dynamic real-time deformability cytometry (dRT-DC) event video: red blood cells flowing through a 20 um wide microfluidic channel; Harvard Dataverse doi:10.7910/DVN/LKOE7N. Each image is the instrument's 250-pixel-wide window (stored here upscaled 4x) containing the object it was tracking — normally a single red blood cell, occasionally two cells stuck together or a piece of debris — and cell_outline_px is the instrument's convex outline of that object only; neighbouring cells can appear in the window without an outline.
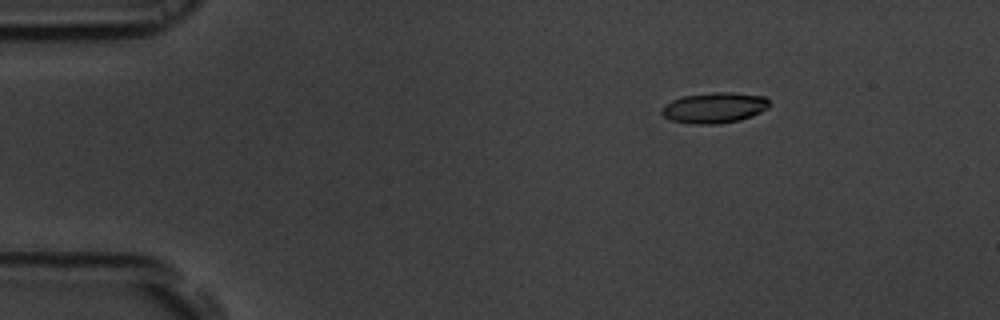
{"species": "common noctule bat (a hibernating species)", "species_latin": "Nyctalus noctula", "temperature_condition": "room temperature", "stored_images_in_passage": 49, "camera_frame_rate_fps": 3000, "um_per_image_px": 0.085, "animal": {"sex": "male", "body_mass_g": 19.5, "forearm_length_mm": 54.6}, "frame": {"image": 1, "passage_image": 2, "time_ms": 0.333, "image_size_px": [1000, 320], "cell_outline_px": [[768, 108], [752, 116], [740, 120], [716, 124], [688, 124], [672, 120], [664, 116], [660, 112], [664, 104], [680, 96], [712, 92], [732, 92], [764, 96], [768, 100]], "centroid_in_image_um": [60.69, 9.15], "position_along_channel_um": 24.3, "area_um2": 19.36}}
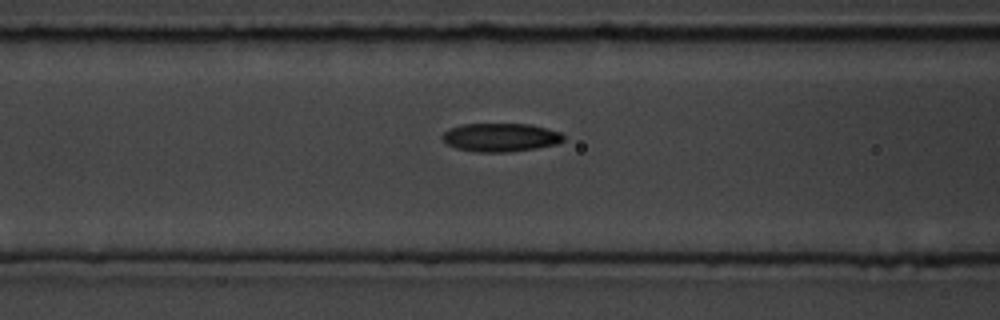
{"frame": {"image": 2, "passage_image": 16, "time_ms": 5.0, "image_size_px": [1000, 320], "cell_outline_px": [[564, 140], [556, 144], [536, 148], [508, 152], [476, 152], [456, 148], [448, 144], [440, 136], [448, 128], [464, 124], [528, 124], [560, 132], [564, 136]], "centroid_in_image_um": [42.52, 11.68], "position_along_channel_um": 124.1, "area_um2": 20.0}}
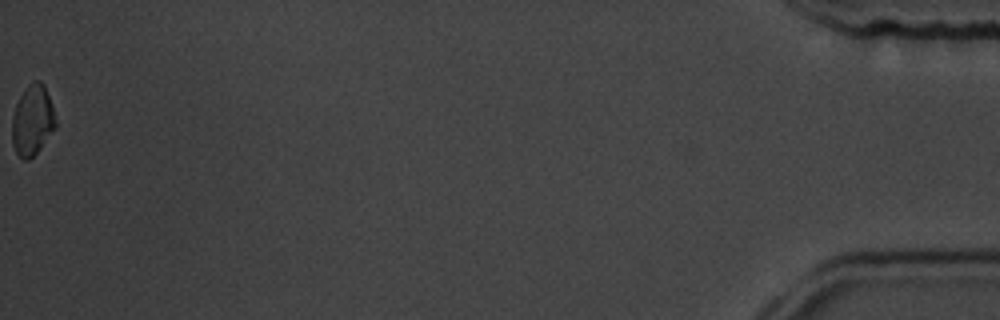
{"frame": {"image": 3, "passage_image": 49, "time_ms": 16.0, "image_size_px": [1000, 320], "cell_outline_px": [[56, 128], [40, 148], [28, 160], [24, 160], [16, 152], [12, 144], [12, 116], [16, 104], [20, 96], [28, 84], [36, 80], [40, 80], [44, 84], [52, 104], [56, 120]], "centroid_in_image_um": [2.76, 10.21], "position_along_channel_um": 432.4, "area_um2": 17.86}, "authors_computed_cell_mechanics": {"area_um2": 19.3052, "velocity_mm_per_s": 3.7333, "shape_relaxation_time_tau1_ms": 3.4187, "shape_relaxation_time_tau2_ms": 10.4267, "deformation_change_tau1": 0.1405, "deformation_change_tau2": 0.1519}}